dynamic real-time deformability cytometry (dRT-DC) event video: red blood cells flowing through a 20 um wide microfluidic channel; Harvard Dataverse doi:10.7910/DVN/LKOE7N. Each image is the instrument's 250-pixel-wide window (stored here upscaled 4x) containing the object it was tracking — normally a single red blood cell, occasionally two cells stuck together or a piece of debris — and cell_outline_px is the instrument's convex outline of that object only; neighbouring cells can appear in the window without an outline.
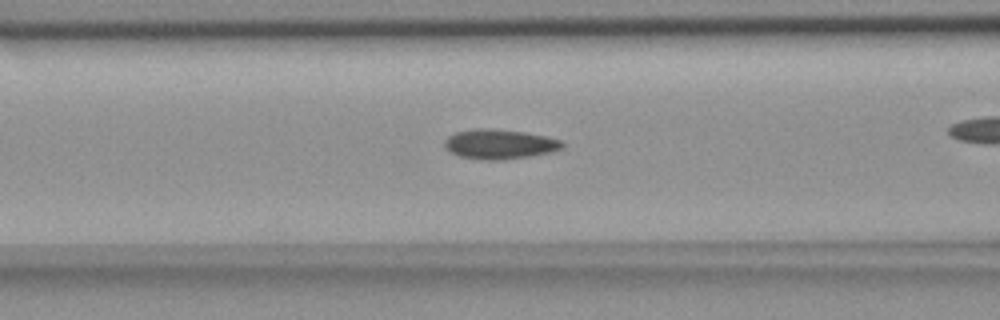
{"species": "common noctule bat (a hibernating species)", "species_latin": "Nyctalus noctula", "temperature_condition": "room temperature", "stored_images_in_passage": 48, "camera_frame_rate_fps": 3000, "um_per_image_px": 0.085, "animal": {"sex": "female", "body_mass_g": 18.4}, "frame": {"image": 1, "passage_image": 21, "time_ms": 6.667, "image_size_px": [1000, 320], "cell_outline_px": [[564, 148], [548, 152], [528, 156], [500, 160], [488, 160], [460, 156], [452, 152], [444, 144], [444, 140], [448, 136], [456, 132], [476, 128], [492, 128], [524, 132], [544, 136], [560, 140], [564, 144]], "centroid_in_image_um": [42.45, 12.24], "position_along_channel_um": 124.1, "area_um2": 20.06}}
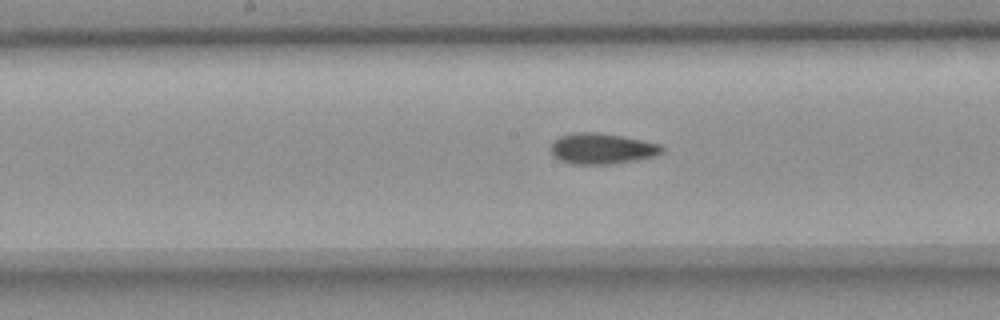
{"frame": {"image": 2, "passage_image": 27, "time_ms": 8.667, "image_size_px": [1000, 320], "cell_outline_px": [[664, 152], [656, 156], [636, 160], [608, 164], [572, 164], [560, 160], [552, 152], [552, 144], [560, 136], [572, 132], [596, 132], [620, 136], [664, 144]], "centroid_in_image_um": [51.23, 12.63], "position_along_channel_um": 197.0, "area_um2": 19.88}}
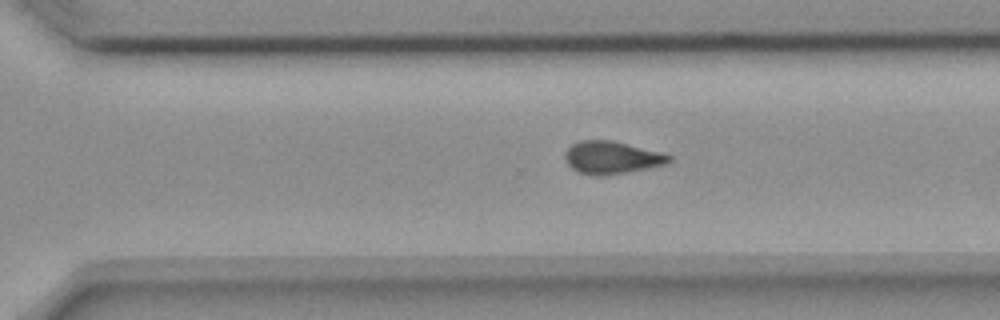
{"frame": {"image": 3, "passage_image": 37, "time_ms": 12.0, "image_size_px": [1000, 320], "cell_outline_px": [[672, 160], [668, 164], [624, 172], [600, 176], [596, 176], [580, 172], [572, 168], [568, 164], [564, 156], [564, 152], [572, 144], [580, 140], [612, 140], [660, 152], [672, 156]], "centroid_in_image_um": [51.99, 13.38], "position_along_channel_um": 318.6, "area_um2": 19.59}, "authors_computed_cell_mechanics": {"area_um2": 19.5942, "velocity_mm_per_s": 3.6516, "shape_relaxation_time_tau1_ms": null, "shape_relaxation_time_tau2_ms": 3.7996, "deformation_change_tau1": null, "deformation_change_tau2": 0.0927}}